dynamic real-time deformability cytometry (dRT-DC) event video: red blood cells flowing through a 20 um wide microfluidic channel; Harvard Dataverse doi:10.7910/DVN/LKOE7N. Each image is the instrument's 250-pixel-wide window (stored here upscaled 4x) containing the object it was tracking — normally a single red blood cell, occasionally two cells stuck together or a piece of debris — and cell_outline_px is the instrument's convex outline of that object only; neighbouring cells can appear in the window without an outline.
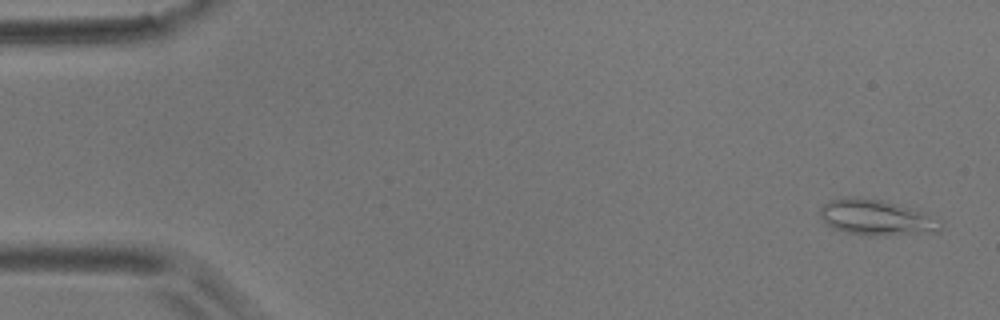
{"species": "common noctule bat (a hibernating species)", "species_latin": "Nyctalus noctula", "temperature_condition": "room temperature", "stored_images_in_passage": 55, "camera_frame_rate_fps": 3000, "um_per_image_px": 0.085, "animal": {"sex": "male", "body_mass_g": 17.9}, "frame": {"image": 1, "passage_image": 2, "time_ms": 0.333, "image_size_px": [1000, 320], "cell_outline_px": [[940, 232], [872, 236], [868, 236], [844, 232], [832, 228], [824, 224], [820, 216], [820, 208], [828, 200], [848, 196], [860, 196], [880, 200], [896, 204], [920, 212], [940, 228]], "centroid_in_image_um": [74.28, 18.49], "position_along_channel_um": 10.7, "area_um2": 24.51}}
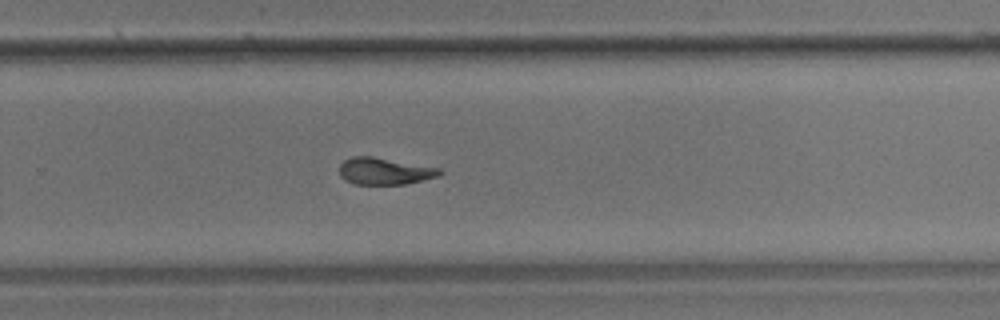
{"frame": {"image": 2, "passage_image": 36, "time_ms": 11.667, "image_size_px": [1000, 320], "cell_outline_px": [[444, 172], [440, 176], [424, 180], [404, 184], [356, 184], [344, 180], [340, 176], [340, 164], [344, 160], [352, 156], [372, 156], [440, 168]], "centroid_in_image_um": [32.7, 14.55], "position_along_channel_um": 297.1, "area_um2": 15.78}}
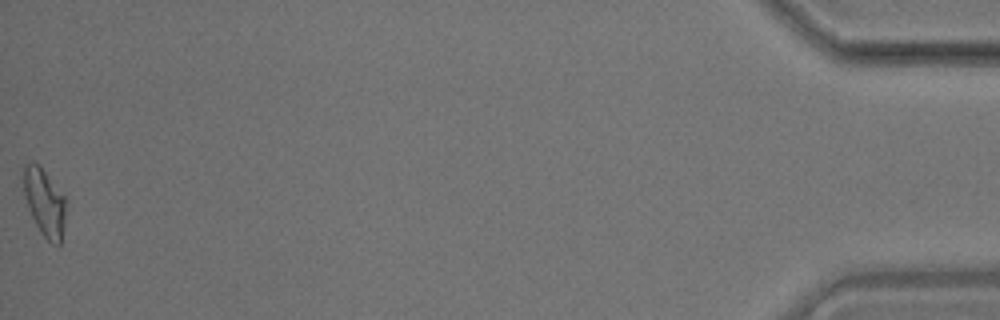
{"frame": {"image": 3, "passage_image": 55, "time_ms": 18.0, "image_size_px": [1000, 320], "cell_outline_px": [[68, 200], [64, 224], [60, 244], [56, 244], [48, 240], [40, 232], [28, 208], [24, 196], [24, 164], [32, 160], [44, 172]], "centroid_in_image_um": [3.8, 17.21], "position_along_channel_um": 431.4, "area_um2": 16.47}, "authors_computed_cell_mechanics": {"area_um2": 16.3574, "velocity_mm_per_s": 3.639, "shape_relaxation_time_tau1_ms": 4.6091, "shape_relaxation_time_tau2_ms": 2.1965, "deformation_change_tau1": 0.1829, "deformation_change_tau2": 0.1055}}